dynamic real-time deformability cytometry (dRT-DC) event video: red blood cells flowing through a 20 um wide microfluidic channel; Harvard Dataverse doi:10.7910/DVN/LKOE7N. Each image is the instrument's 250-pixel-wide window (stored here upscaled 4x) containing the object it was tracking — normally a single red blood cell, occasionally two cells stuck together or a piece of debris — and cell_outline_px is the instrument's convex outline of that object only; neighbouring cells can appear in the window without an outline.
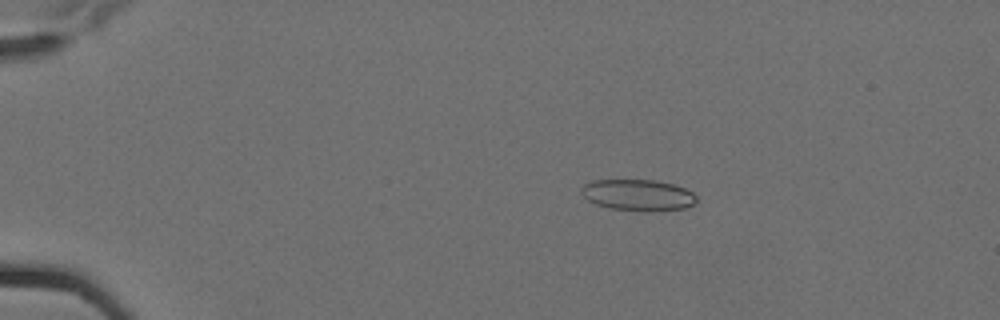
{"species": "Egyptian fruit bat (a non-hibernating species)", "species_latin": "Rousettus aegyptiacus", "temperature_condition": "cold", "stored_images_in_passage": 6, "camera_frame_rate_fps": 3000, "um_per_image_px": 0.085, "animal": {"sex": "female"}, "frame": {"image": 1, "passage_image": 3, "time_ms": 0.667, "image_size_px": [1000, 320], "cell_outline_px": [[696, 204], [684, 208], [612, 208], [596, 204], [588, 200], [580, 192], [580, 188], [584, 184], [592, 180], [656, 180], [672, 184], [684, 188], [692, 192], [696, 196]], "centroid_in_image_um": [54.18, 16.51], "position_along_channel_um": 30.8, "area_um2": 20.0}}